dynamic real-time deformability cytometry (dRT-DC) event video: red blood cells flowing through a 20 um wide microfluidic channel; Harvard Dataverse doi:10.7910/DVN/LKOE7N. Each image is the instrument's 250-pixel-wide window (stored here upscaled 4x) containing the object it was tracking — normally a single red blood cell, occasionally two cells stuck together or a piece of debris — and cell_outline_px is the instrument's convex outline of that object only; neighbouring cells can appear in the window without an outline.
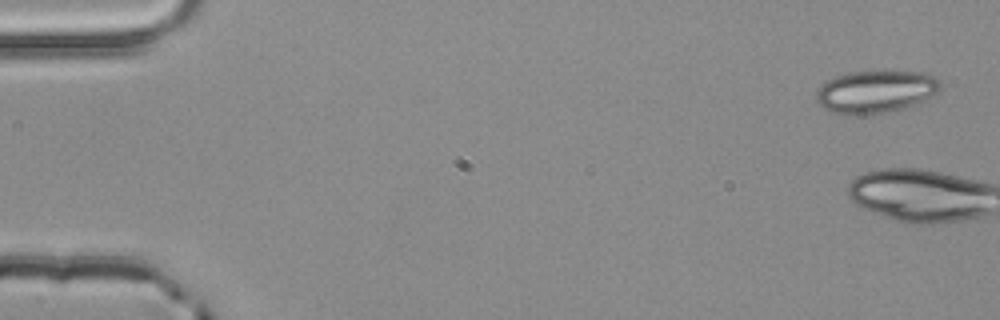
{"species": "common noctule bat (a hibernating species)", "species_latin": "Nyctalus noctula", "temperature_condition": "room temperature", "stored_images_in_passage": 4, "camera_frame_rate_fps": 3000, "um_per_image_px": 0.085, "animal": {"sex": "male", "body_mass_g": 20.4}, "frame": {"image": 1, "passage_image": 1, "time_ms": 0.0, "image_size_px": [1000, 320], "cell_outline_px": [[940, 88], [936, 92], [924, 100], [916, 104], [904, 108], [884, 112], [832, 112], [824, 108], [816, 100], [816, 92], [828, 80], [836, 76], [848, 72], [924, 72], [936, 76], [940, 80]], "centroid_in_image_um": [74.48, 7.75], "position_along_channel_um": 10.5, "area_um2": 29.77}}